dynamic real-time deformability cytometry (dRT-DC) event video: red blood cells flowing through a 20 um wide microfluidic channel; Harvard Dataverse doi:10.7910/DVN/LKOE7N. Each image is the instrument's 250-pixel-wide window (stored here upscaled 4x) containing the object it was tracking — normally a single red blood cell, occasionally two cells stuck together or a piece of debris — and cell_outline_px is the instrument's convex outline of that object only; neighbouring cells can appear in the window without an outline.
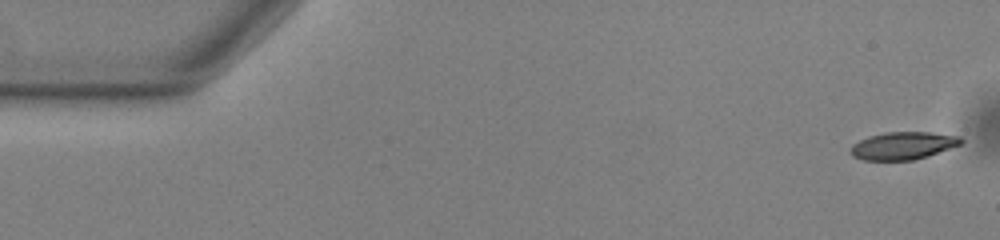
{"species": "common noctule bat (a hibernating species)", "species_latin": "Nyctalus noctula", "temperature_condition": "warm", "stored_images_in_passage": 54, "camera_frame_rate_fps": 3000, "um_per_image_px": 0.085, "animal": {"sex": "male", "body_mass_g": 13.0, "forearm_length_mm": 53.1}, "frame": {"image": 1, "passage_image": 1, "time_ms": 0.0, "image_size_px": [1000, 240], "cell_outline_px": [[964, 140], [960, 144], [928, 156], [912, 160], [864, 160], [852, 156], [848, 152], [852, 144], [868, 136], [884, 132], [932, 132], [960, 136]], "centroid_in_image_um": [76.72, 12.37], "position_along_channel_um": 8.3, "area_um2": 17.86}}
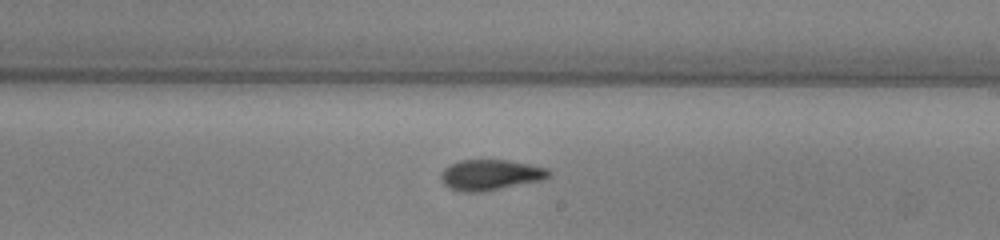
{"frame": {"image": 2, "passage_image": 31, "time_ms": 10.0, "image_size_px": [1000, 240], "cell_outline_px": [[552, 176], [544, 180], [480, 192], [460, 192], [448, 188], [440, 180], [440, 172], [444, 168], [460, 160], [508, 160], [548, 168], [552, 172]], "centroid_in_image_um": [41.69, 14.87], "position_along_channel_um": 247.3, "area_um2": 19.48}}
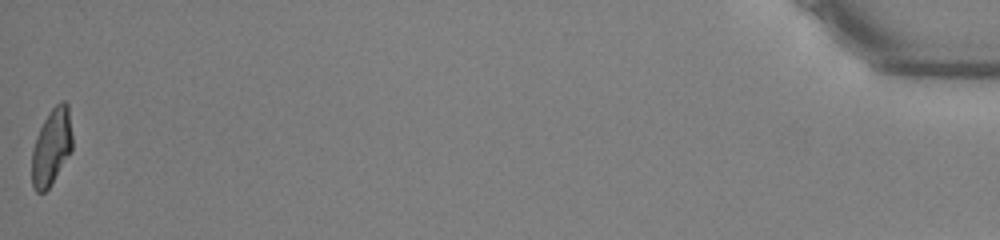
{"frame": {"image": 3, "passage_image": 54, "time_ms": 17.667, "image_size_px": [1000, 240], "cell_outline_px": [[72, 152], [48, 188], [44, 192], [36, 192], [32, 188], [32, 148], [36, 136], [48, 112], [60, 100], [64, 100], [68, 104], [72, 136]], "centroid_in_image_um": [4.38, 12.47], "position_along_channel_um": 430.8, "area_um2": 18.21}, "authors_computed_cell_mechanics": {"area_um2": 18.8139, "velocity_mm_per_s": 3.7592, "shape_relaxation_time_tau1_ms": 6.8294, "shape_relaxation_time_tau2_ms": 2.5021, "deformation_change_tau1": 0.2186, "deformation_change_tau2": 0.0995}}